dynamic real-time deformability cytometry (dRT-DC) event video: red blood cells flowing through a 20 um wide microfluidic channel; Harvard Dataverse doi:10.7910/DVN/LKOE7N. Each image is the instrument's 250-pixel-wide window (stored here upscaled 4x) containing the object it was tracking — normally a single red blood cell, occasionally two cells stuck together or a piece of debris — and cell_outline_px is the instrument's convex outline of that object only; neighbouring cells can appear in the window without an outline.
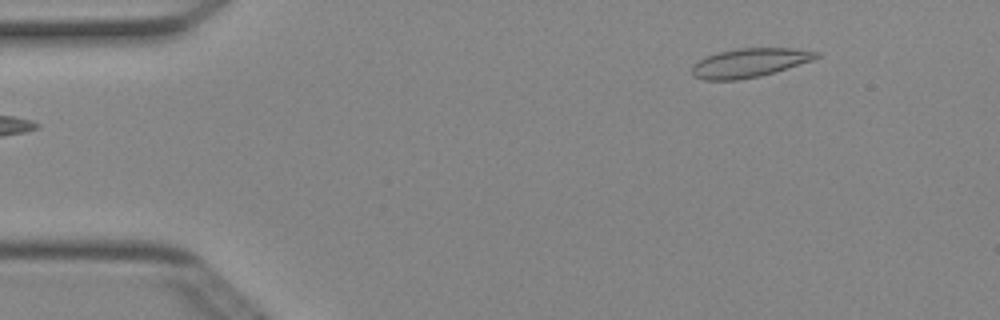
{"species": "Egyptian fruit bat (a non-hibernating species)", "species_latin": "Rousettus aegyptiacus", "temperature_condition": "cold", "stored_images_in_passage": 5, "camera_frame_rate_fps": 3000, "um_per_image_px": 0.085, "animal": {"sex": "female"}, "frame": {"image": 1, "passage_image": 5, "time_ms": 1.333, "image_size_px": [1000, 320], "cell_outline_px": [[820, 56], [812, 60], [760, 76], [736, 80], [704, 80], [692, 76], [692, 64], [708, 56], [720, 52], [736, 48], [792, 48], [820, 52]], "centroid_in_image_um": [63.69, 5.34], "position_along_channel_um": 21.3, "area_um2": 20.75}}